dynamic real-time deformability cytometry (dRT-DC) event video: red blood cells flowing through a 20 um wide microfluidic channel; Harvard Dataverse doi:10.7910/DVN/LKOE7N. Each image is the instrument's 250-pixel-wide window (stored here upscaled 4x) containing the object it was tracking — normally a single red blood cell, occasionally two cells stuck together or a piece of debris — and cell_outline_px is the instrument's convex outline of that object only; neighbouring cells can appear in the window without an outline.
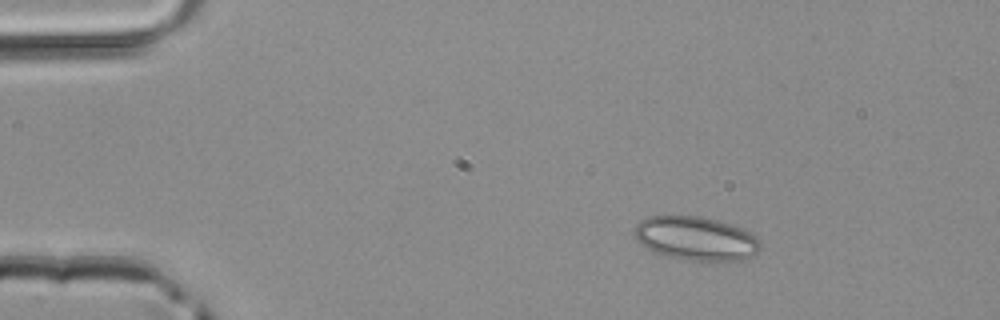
{"species": "common noctule bat (a hibernating species)", "species_latin": "Nyctalus noctula", "temperature_condition": "room temperature", "stored_images_in_passage": 2, "camera_frame_rate_fps": 3000, "um_per_image_px": 0.085, "animal": {"sex": "male", "body_mass_g": 20.4}, "frame": {"image": 1, "passage_image": 1, "time_ms": 0.0, "image_size_px": [1000, 320], "cell_outline_px": [[760, 248], [756, 256], [744, 260], [688, 260], [668, 256], [656, 252], [640, 244], [636, 240], [636, 224], [640, 220], [648, 216], [700, 216], [720, 220], [732, 224], [756, 236], [760, 244]], "centroid_in_image_um": [59.18, 20.26], "position_along_channel_um": 25.8, "area_um2": 32.08}}